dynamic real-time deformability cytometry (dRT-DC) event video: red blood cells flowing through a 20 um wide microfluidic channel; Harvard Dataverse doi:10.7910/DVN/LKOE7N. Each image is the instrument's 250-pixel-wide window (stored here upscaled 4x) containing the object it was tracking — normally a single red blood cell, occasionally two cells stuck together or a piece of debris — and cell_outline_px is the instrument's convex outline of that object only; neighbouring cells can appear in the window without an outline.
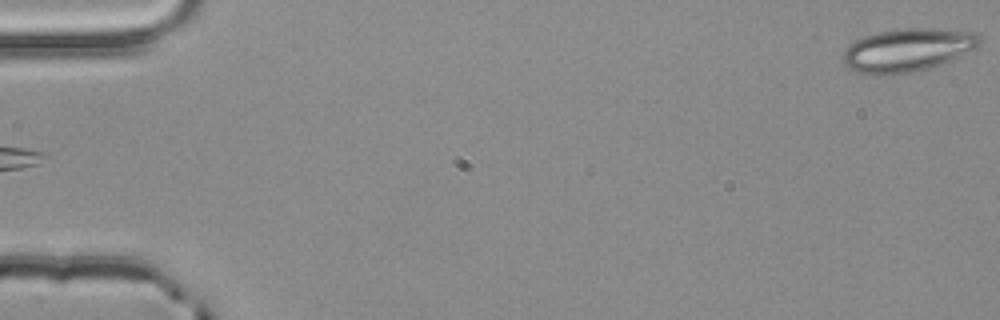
{"species": "common noctule bat (a hibernating species)", "species_latin": "Nyctalus noctula", "temperature_condition": "room temperature", "stored_images_in_passage": 4, "segment_of_instrument_passage": [2, 2], "camera_frame_rate_fps": 3000, "um_per_image_px": 0.085, "animal": {"sex": "male", "body_mass_g": 20.4}, "frame": {"image": 1, "passage_image": 4, "time_ms": 1.0, "image_size_px": [1000, 320], "cell_outline_px": [[980, 40], [972, 48], [940, 64], [928, 68], [912, 72], [888, 76], [872, 76], [856, 72], [848, 68], [844, 64], [844, 52], [856, 40], [864, 36], [876, 32], [904, 28], [928, 28], [976, 32], [980, 36]], "centroid_in_image_um": [77.05, 4.27], "position_along_channel_um": 7.9, "area_um2": 33.99}}